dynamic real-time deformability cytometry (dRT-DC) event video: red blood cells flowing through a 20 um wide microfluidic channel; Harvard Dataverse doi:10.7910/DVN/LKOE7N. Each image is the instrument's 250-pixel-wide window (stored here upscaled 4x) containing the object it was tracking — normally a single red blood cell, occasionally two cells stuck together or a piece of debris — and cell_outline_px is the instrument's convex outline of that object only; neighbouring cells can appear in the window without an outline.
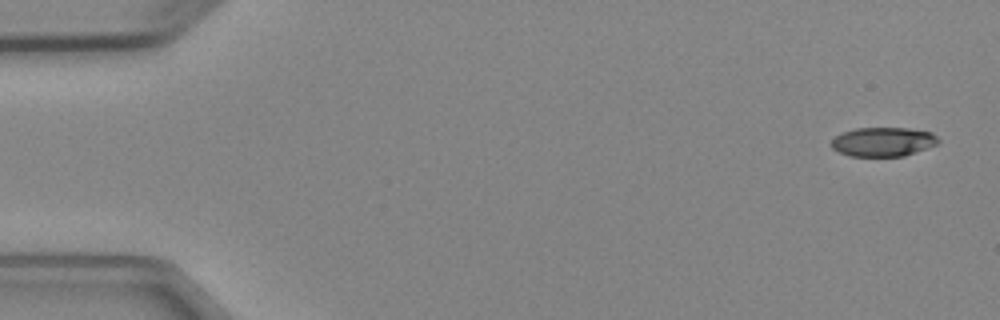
{"species": "Egyptian fruit bat (a non-hibernating species)", "species_latin": "Rousettus aegyptiacus", "temperature_condition": "cold", "stored_images_in_passage": 4, "camera_frame_rate_fps": 3000, "um_per_image_px": 0.085, "animal": {"sex": "female"}, "frame": {"image": 1, "passage_image": 1, "time_ms": 0.0, "image_size_px": [1000, 320], "cell_outline_px": [[940, 140], [936, 144], [904, 156], [848, 156], [832, 148], [832, 140], [836, 136], [844, 132], [856, 128], [908, 128], [932, 132]], "centroid_in_image_um": [75.06, 12.05], "position_along_channel_um": 9.9, "area_um2": 17.98}}